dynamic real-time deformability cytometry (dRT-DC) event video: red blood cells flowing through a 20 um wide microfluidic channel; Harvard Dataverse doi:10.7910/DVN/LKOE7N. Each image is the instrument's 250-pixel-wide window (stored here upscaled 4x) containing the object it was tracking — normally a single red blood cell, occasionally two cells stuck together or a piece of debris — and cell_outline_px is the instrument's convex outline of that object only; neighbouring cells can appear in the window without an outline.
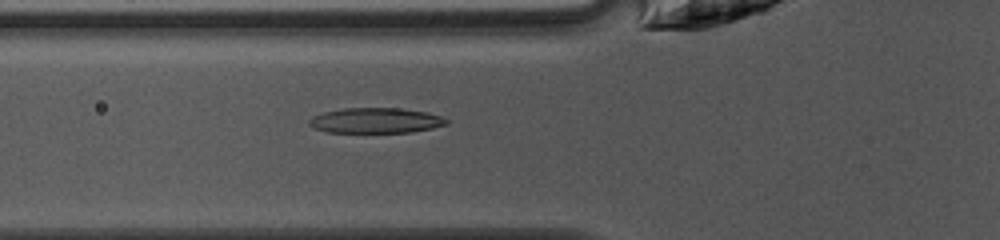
{"species": "common noctule bat (a hibernating species)", "species_latin": "Nyctalus noctula", "temperature_condition": "warm", "stored_images_in_passage": 47, "camera_frame_rate_fps": 3000, "um_per_image_px": 0.085, "animal": {"sex": "female", "body_mass_g": 10.0, "forearm_length_mm": 53.1}, "frame": {"image": 1, "passage_image": 17, "time_ms": 5.333, "image_size_px": [1000, 240], "cell_outline_px": [[448, 124], [432, 128], [412, 132], [328, 132], [316, 128], [308, 124], [308, 120], [312, 116], [324, 112], [344, 108], [396, 108], [428, 112], [440, 116], [448, 120]], "centroid_in_image_um": [31.94, 10.24], "position_along_channel_um": 93.9, "area_um2": 20.11}}
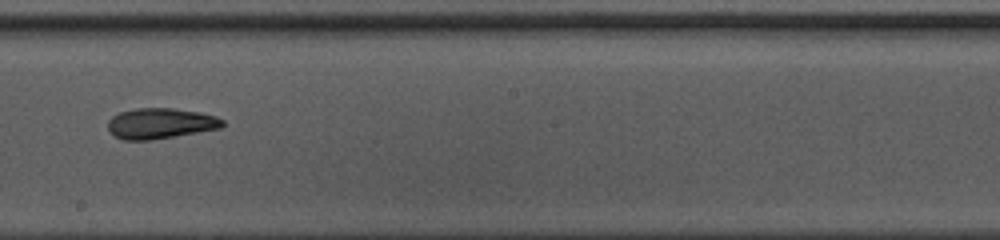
{"frame": {"image": 2, "passage_image": 27, "time_ms": 8.667, "image_size_px": [1000, 240], "cell_outline_px": [[224, 124], [220, 128], [152, 140], [124, 140], [108, 132], [108, 120], [112, 116], [120, 112], [136, 108], [172, 108], [200, 112], [216, 116], [224, 120]], "centroid_in_image_um": [13.62, 10.49], "position_along_channel_um": 234.6, "area_um2": 20.46}}
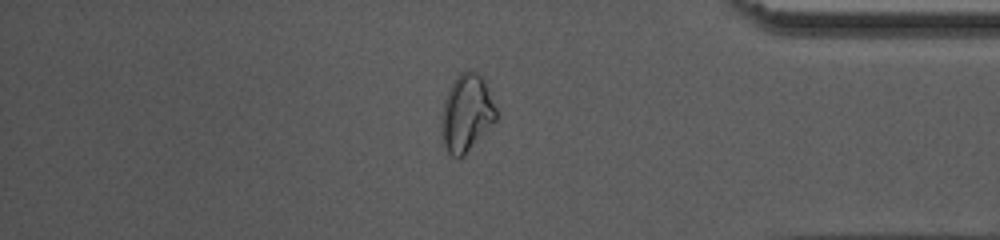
{"frame": {"image": 3, "passage_image": 40, "time_ms": 13.0, "image_size_px": [1000, 240], "cell_outline_px": [[496, 120], [464, 156], [452, 156], [448, 152], [440, 136], [440, 116], [444, 100], [456, 76], [460, 72], [476, 72], [484, 80], [496, 108]], "centroid_in_image_um": [39.62, 9.64], "position_along_channel_um": 395.6, "area_um2": 24.45}, "authors_computed_cell_mechanics": {"area_um2": 21.097, "velocity_mm_per_s": 4.1986, "shape_relaxation_time_tau1_ms": 6.6929, "shape_relaxation_time_tau2_ms": 2.9101, "deformation_change_tau1": 0.2087, "deformation_change_tau2": 0.0954}}